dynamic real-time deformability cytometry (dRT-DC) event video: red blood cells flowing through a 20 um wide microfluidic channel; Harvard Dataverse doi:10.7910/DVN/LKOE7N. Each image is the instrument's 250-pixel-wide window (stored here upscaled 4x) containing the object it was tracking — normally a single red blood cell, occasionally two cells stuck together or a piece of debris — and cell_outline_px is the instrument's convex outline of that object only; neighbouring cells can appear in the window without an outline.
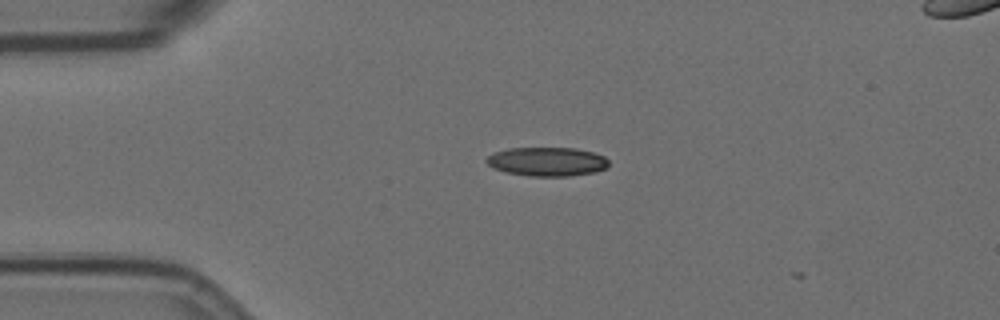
{"species": "Egyptian fruit bat (a non-hibernating species)", "species_latin": "Rousettus aegyptiacus", "temperature_condition": "room temperature", "stored_images_in_passage": 3, "camera_frame_rate_fps": 3000, "um_per_image_px": 0.085, "animal": {"sex": "female"}, "frame": {"image": 1, "passage_image": 2, "time_ms": 0.333, "image_size_px": [1000, 320], "cell_outline_px": [[608, 168], [596, 172], [568, 176], [528, 176], [504, 172], [492, 168], [484, 160], [488, 156], [496, 152], [508, 148], [576, 148], [592, 152], [604, 156], [608, 160]], "centroid_in_image_um": [46.5, 13.74], "position_along_channel_um": 38.5, "area_um2": 20.75}}